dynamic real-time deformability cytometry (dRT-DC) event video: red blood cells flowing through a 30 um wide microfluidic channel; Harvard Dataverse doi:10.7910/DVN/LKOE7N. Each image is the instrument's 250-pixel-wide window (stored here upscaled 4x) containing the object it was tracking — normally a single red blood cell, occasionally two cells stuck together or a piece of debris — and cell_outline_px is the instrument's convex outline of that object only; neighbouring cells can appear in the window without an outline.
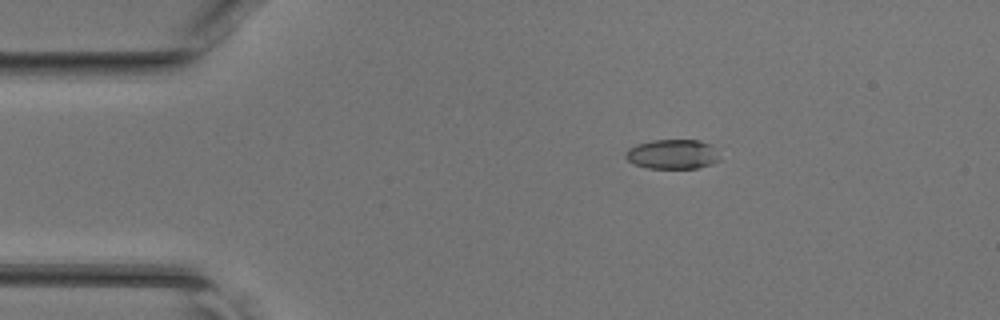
{"species": "common noctule bat (a hibernating species)", "species_latin": "Nyctalus noctula", "temperature_condition": "room temperature", "stored_images_in_passage": 39, "camera_frame_rate_fps": 3000, "um_per_image_px": 0.085, "animal": {"sex": "female", "body_mass_g": 17.0, "forearm_length_mm": 48.0}, "frame": {"image": 1, "passage_image": 1, "time_ms": 0.0, "image_size_px": [1000, 320], "cell_outline_px": [[720, 160], [696, 168], [648, 168], [636, 164], [628, 160], [624, 156], [624, 152], [628, 148], [636, 144], [652, 140], [700, 140], [712, 144]], "centroid_in_image_um": [57.13, 13.09], "position_along_channel_um": 27.9, "area_um2": 16.18}}
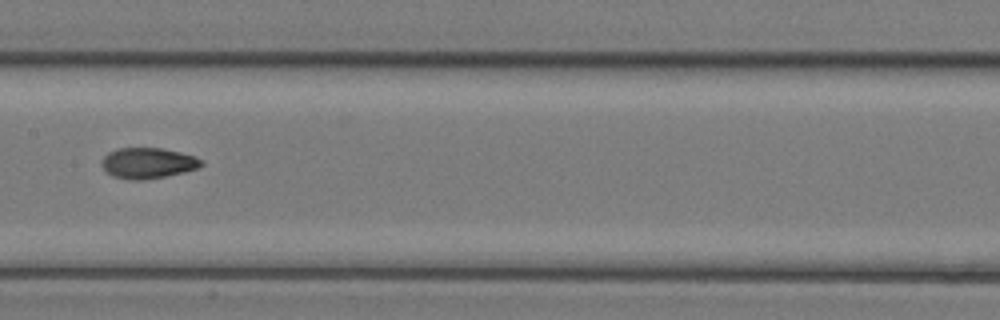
{"frame": {"image": 2, "passage_image": 16, "time_ms": 5.0, "image_size_px": [1000, 320], "cell_outline_px": [[204, 164], [196, 168], [184, 172], [144, 180], [132, 180], [112, 176], [100, 164], [104, 156], [108, 152], [120, 148], [160, 148], [180, 152], [196, 156], [204, 160]], "centroid_in_image_um": [12.58, 13.86], "position_along_channel_um": 194.8, "area_um2": 17.8}}
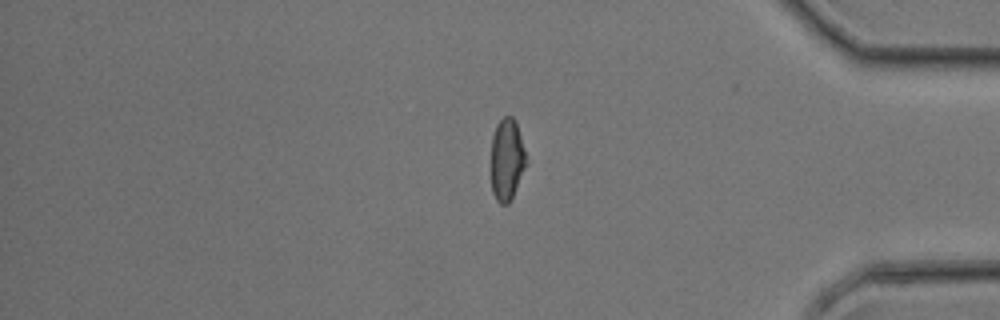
{"frame": {"image": 3, "passage_image": 31, "time_ms": 10.0, "image_size_px": [1000, 320], "cell_outline_px": [[528, 164], [508, 204], [500, 204], [496, 200], [492, 192], [492, 136], [496, 124], [504, 116], [512, 116], [516, 120], [524, 148]], "centroid_in_image_um": [43.1, 13.54], "position_along_channel_um": 392.1, "area_um2": 16.82}}